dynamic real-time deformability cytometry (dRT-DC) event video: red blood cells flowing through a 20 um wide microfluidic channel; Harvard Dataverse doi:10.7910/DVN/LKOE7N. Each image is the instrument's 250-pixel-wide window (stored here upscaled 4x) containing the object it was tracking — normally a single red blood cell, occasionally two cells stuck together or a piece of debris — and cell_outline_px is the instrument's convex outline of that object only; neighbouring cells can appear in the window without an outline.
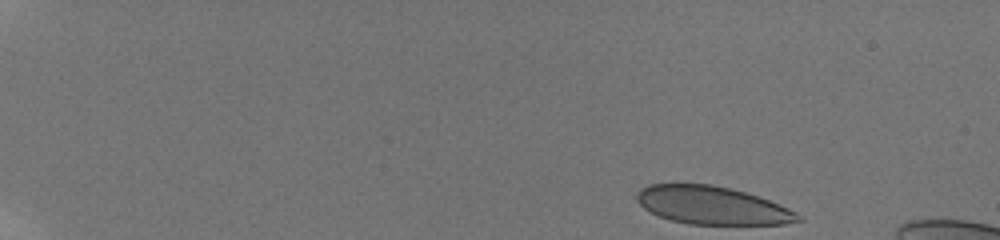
{"species": "human", "species_latin": "Homo sapiens", "temperature_condition": "room temperature", "stored_images_in_passage": 50, "camera_frame_rate_fps": 3000, "um_per_image_px": 0.085, "donor": {"sex": "male"}, "frame": {"image": 1, "passage_image": 1, "time_ms": 0.0, "image_size_px": [1000, 240], "cell_outline_px": [[804, 220], [784, 224], [688, 224], [672, 220], [660, 216], [644, 208], [636, 200], [636, 192], [640, 188], [648, 184], [712, 184], [744, 192], [768, 200], [788, 208], [804, 216]], "centroid_in_image_um": [60.53, 17.46], "position_along_channel_um": 24.5, "area_um2": 35.55}}
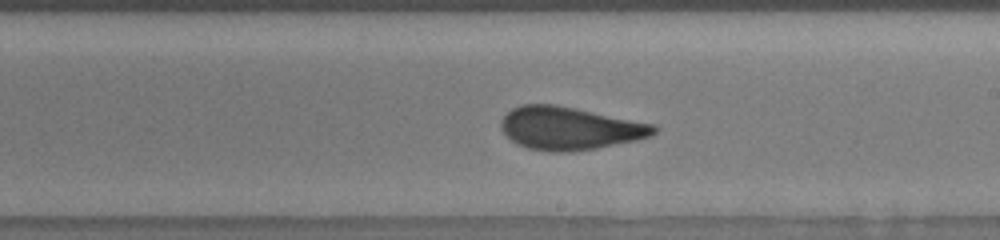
{"frame": {"image": 2, "passage_image": 30, "time_ms": 9.667, "image_size_px": [1000, 240], "cell_outline_px": [[660, 128], [652, 136], [636, 140], [596, 148], [572, 152], [548, 152], [528, 148], [516, 144], [500, 128], [500, 120], [512, 108], [524, 104], [556, 104], [656, 124]], "centroid_in_image_um": [48.44, 10.9], "position_along_channel_um": 240.6, "area_um2": 38.49}}
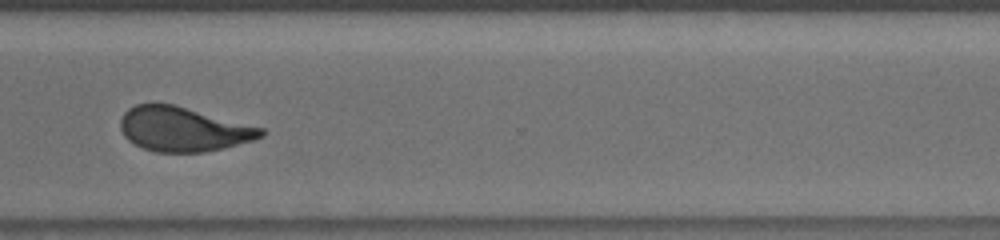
{"frame": {"image": 3, "passage_image": 39, "time_ms": 12.667, "image_size_px": [1000, 240], "cell_outline_px": [[264, 136], [252, 140], [224, 148], [204, 152], [156, 152], [144, 148], [128, 140], [124, 136], [120, 128], [120, 120], [124, 112], [128, 108], [136, 104], [172, 104], [264, 128]], "centroid_in_image_um": [15.56, 10.98], "position_along_channel_um": 355.0, "area_um2": 36.13}, "authors_computed_cell_mechanics": {"area_um2": 37.9168, "velocity_mm_per_s": 3.8097, "shape_relaxation_time_tau1_ms": 6.6541, "shape_relaxation_time_tau2_ms": null, "deformation_change_tau1": 0.173, "deformation_change_tau2": null}}